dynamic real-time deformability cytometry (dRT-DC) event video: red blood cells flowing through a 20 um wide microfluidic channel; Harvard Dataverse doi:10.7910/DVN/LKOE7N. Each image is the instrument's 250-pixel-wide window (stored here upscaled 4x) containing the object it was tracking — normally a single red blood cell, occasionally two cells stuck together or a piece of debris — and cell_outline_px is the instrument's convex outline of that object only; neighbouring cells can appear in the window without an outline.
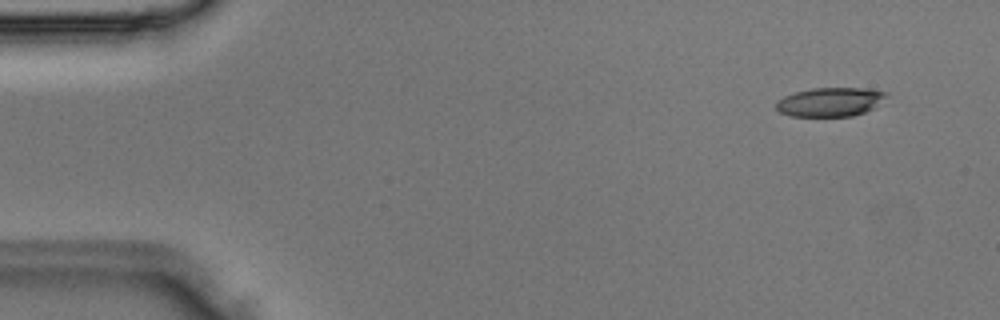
{"species": "Egyptian fruit bat (a non-hibernating species)", "species_latin": "Rousettus aegyptiacus", "temperature_condition": "room temperature", "stored_images_in_passage": 2, "camera_frame_rate_fps": 3000, "um_per_image_px": 0.085, "animal": {"sex": "male"}, "frame": {"image": 1, "passage_image": 1, "time_ms": 0.0, "image_size_px": [1000, 320], "cell_outline_px": [[888, 96], [876, 108], [852, 116], [788, 116], [780, 112], [776, 108], [776, 100], [784, 96], [796, 92], [812, 88], [868, 88], [888, 92]], "centroid_in_image_um": [70.6, 8.66], "position_along_channel_um": 14.4, "area_um2": 18.84}}